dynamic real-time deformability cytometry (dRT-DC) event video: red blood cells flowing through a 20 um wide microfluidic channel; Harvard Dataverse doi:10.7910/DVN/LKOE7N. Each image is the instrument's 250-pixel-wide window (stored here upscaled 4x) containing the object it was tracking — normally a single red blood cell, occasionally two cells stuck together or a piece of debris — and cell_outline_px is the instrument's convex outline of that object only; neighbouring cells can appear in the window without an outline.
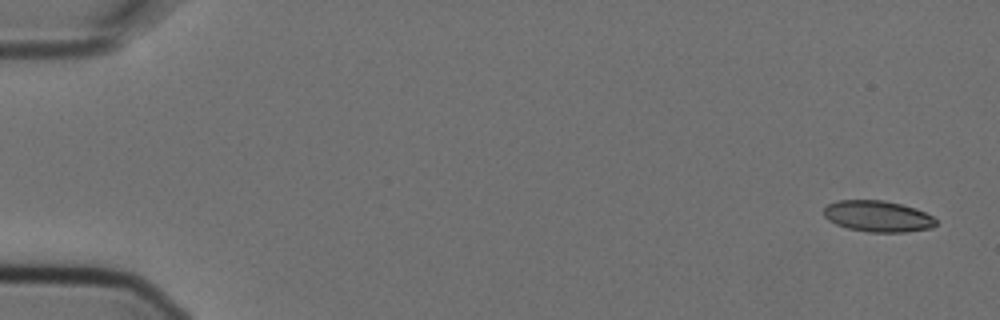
{"species": "Egyptian fruit bat (a non-hibernating species)", "species_latin": "Rousettus aegyptiacus", "temperature_condition": "cold", "stored_images_in_passage": 5, "camera_frame_rate_fps": 3000, "um_per_image_px": 0.085, "animal": {"sex": "female"}, "frame": {"image": 1, "passage_image": 1, "time_ms": 0.0, "image_size_px": [1000, 320], "cell_outline_px": [[936, 224], [932, 228], [904, 232], [868, 232], [848, 228], [836, 224], [828, 220], [824, 216], [824, 208], [828, 204], [836, 200], [884, 200], [916, 208], [932, 216], [936, 220]], "centroid_in_image_um": [74.6, 18.38], "position_along_channel_um": 10.4, "area_um2": 20.4}}
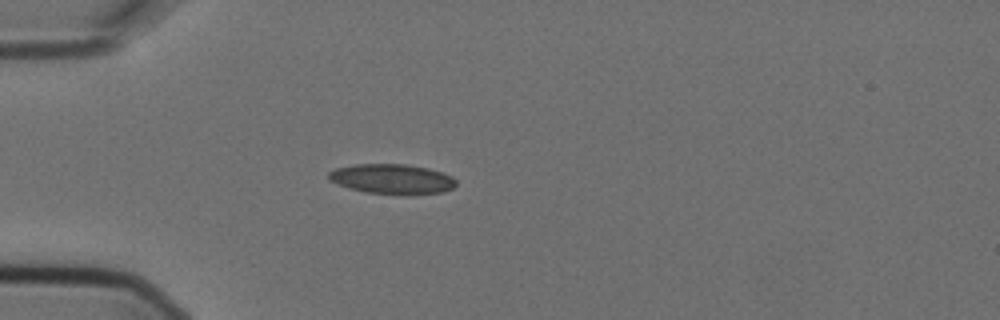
{"frame": {"image": 2, "passage_image": 5, "time_ms": 1.333, "image_size_px": [1000, 320], "cell_outline_px": [[456, 184], [452, 188], [444, 192], [368, 192], [348, 188], [336, 184], [328, 180], [328, 172], [336, 168], [352, 164], [404, 164], [428, 168], [452, 176], [456, 180]], "centroid_in_image_um": [33.25, 15.17], "position_along_channel_um": 51.7, "area_um2": 21.5}}